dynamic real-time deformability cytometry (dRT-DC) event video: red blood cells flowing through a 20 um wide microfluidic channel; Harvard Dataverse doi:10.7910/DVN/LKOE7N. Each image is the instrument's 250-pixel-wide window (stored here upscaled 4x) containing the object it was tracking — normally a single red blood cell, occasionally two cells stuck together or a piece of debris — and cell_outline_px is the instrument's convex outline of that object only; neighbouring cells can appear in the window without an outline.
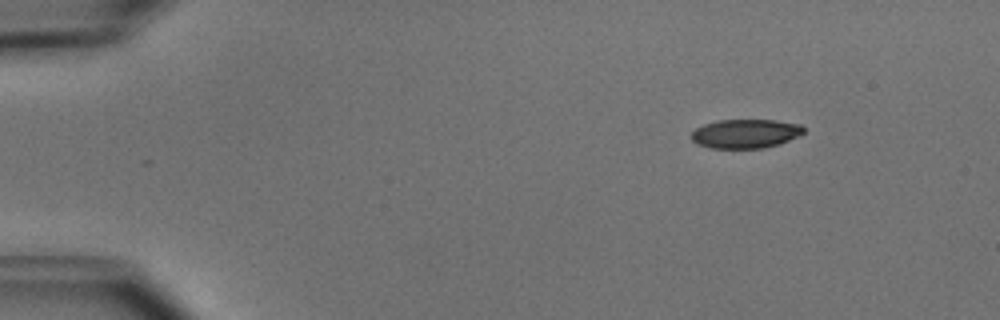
{"species": "common noctule bat (a hibernating species)", "species_latin": "Nyctalus noctula", "temperature_condition": "cold", "stored_images_in_passage": 45, "camera_frame_rate_fps": 3000, "um_per_image_px": 0.085, "animal": {"sex": "male", "body_mass_g": 15.6}, "frame": {"image": 1, "passage_image": 1, "time_ms": 0.0, "image_size_px": [1000, 320], "cell_outline_px": [[804, 132], [780, 144], [764, 148], [712, 148], [696, 144], [688, 136], [696, 128], [704, 124], [716, 120], [776, 120], [800, 124], [804, 128]], "centroid_in_image_um": [63.32, 11.36], "position_along_channel_um": 21.7, "area_um2": 19.07}}
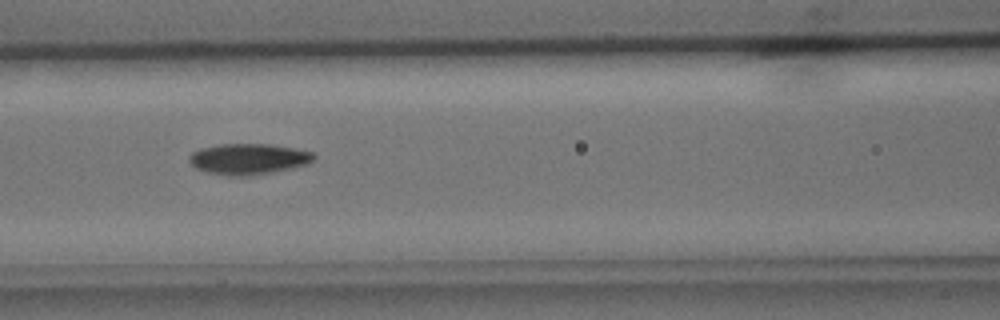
{"frame": {"image": 2, "passage_image": 17, "time_ms": 5.333, "image_size_px": [1000, 320], "cell_outline_px": [[316, 156], [312, 160], [304, 164], [292, 168], [272, 172], [248, 176], [228, 176], [208, 172], [196, 168], [188, 160], [188, 156], [192, 152], [200, 148], [220, 144], [268, 144], [292, 148], [312, 152]], "centroid_in_image_um": [21.07, 13.51], "position_along_channel_um": 145.5, "area_um2": 22.25}}
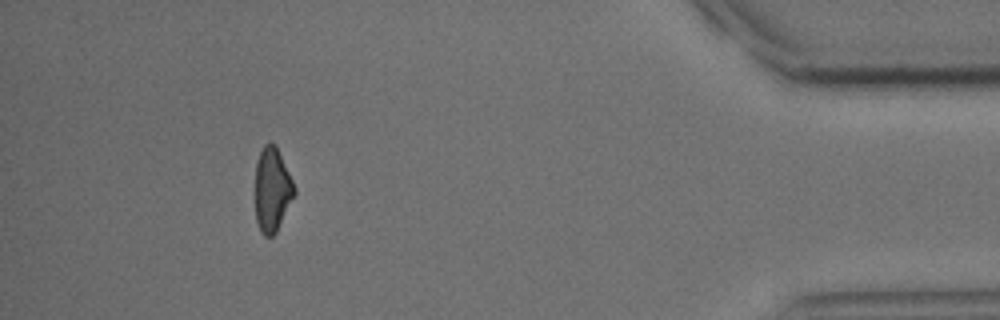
{"frame": {"image": 3, "passage_image": 41, "time_ms": 13.333, "image_size_px": [1000, 320], "cell_outline_px": [[296, 192], [276, 232], [272, 236], [264, 236], [260, 232], [256, 220], [256, 160], [264, 144], [276, 144], [296, 188]], "centroid_in_image_um": [23.14, 16.12], "position_along_channel_um": 412.1, "area_um2": 19.07}, "authors_computed_cell_mechanics": {"area_um2": 20.519, "velocity_mm_per_s": 3.9907, "shape_relaxation_time_tau1_ms": 2.9289, "shape_relaxation_time_tau2_ms": null, "deformation_change_tau1": 0.123, "deformation_change_tau2": null}}